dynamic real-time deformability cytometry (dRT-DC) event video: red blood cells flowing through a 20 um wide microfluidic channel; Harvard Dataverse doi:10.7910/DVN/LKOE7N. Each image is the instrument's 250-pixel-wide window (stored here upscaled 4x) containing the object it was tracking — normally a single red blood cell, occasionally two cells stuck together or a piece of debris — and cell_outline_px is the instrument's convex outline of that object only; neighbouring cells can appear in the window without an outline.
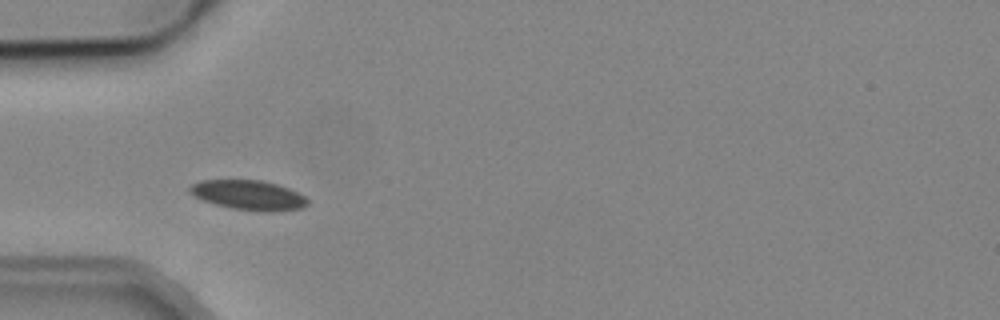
{"species": "common noctule bat (a hibernating species)", "species_latin": "Nyctalus noctula", "temperature_condition": "cold", "stored_images_in_passage": 3, "camera_frame_rate_fps": 3000, "um_per_image_px": 0.085, "animal": {"sex": "male", "body_mass_g": 19.2, "forearm_length_mm": 51.8}, "frame": {"image": 1, "passage_image": 2, "time_ms": 1.333, "image_size_px": [1000, 320], "cell_outline_px": [[308, 204], [304, 208], [272, 212], [268, 212], [232, 208], [216, 204], [204, 200], [188, 192], [188, 188], [192, 184], [200, 180], [260, 180], [276, 184], [288, 188], [304, 196], [308, 200]], "centroid_in_image_um": [21.14, 16.58], "position_along_channel_um": 63.9, "area_um2": 20.23}}